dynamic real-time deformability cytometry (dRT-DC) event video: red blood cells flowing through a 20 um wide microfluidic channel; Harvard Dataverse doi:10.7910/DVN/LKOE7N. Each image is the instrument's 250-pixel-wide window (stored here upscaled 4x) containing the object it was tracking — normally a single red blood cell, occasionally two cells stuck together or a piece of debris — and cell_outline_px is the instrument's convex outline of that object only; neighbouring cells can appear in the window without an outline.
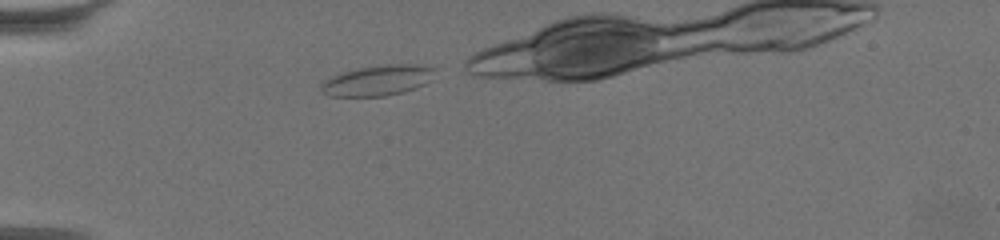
{"species": "common noctule bat (a hibernating species)", "species_latin": "Nyctalus noctula", "temperature_condition": "warm", "stored_images_in_passage": 11, "camera_frame_rate_fps": 3000, "um_per_image_px": 0.085, "animal": {"sex": "female", "body_mass_g": 19.5, "forearm_length_mm": 54.1}, "frame": {"image": 1, "passage_image": 1, "time_ms": 0.0, "image_size_px": [1000, 240], "cell_outline_px": [[436, 68], [432, 80], [424, 84], [404, 92], [384, 96], [328, 96], [320, 88], [320, 84], [324, 80], [340, 72], [360, 68], [388, 64], [416, 64]], "centroid_in_image_um": [32.11, 6.83], "position_along_channel_um": 52.9, "area_um2": 20.23}}
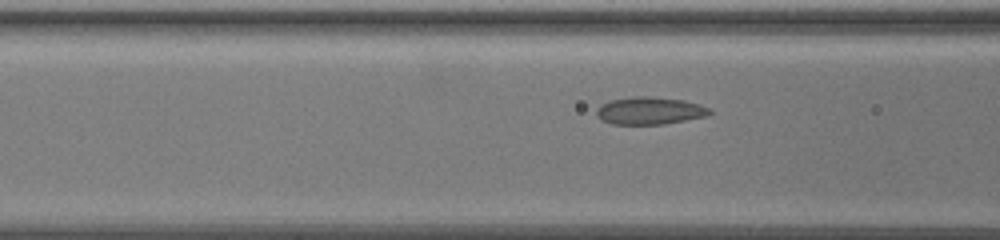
{"frame": {"image": 2, "passage_image": 8, "time_ms": 2.333, "image_size_px": [1000, 240], "cell_outline_px": [[712, 112], [704, 116], [664, 124], [612, 124], [600, 120], [596, 116], [596, 108], [600, 104], [608, 100], [632, 96], [648, 96], [684, 100], [700, 104], [712, 108]], "centroid_in_image_um": [55.17, 9.4], "position_along_channel_um": 111.4, "area_um2": 18.32}}